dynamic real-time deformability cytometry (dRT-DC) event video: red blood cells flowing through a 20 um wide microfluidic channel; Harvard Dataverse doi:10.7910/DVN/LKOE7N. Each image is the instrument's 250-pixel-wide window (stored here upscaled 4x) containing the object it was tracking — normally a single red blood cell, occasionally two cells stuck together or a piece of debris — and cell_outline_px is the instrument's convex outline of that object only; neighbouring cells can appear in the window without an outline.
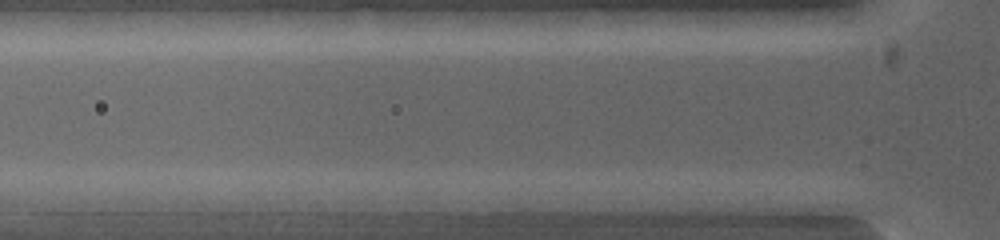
{"species": "common noctule bat (a hibernating species)", "species_latin": "Nyctalus noctula", "temperature_condition": "warm", "stored_images_in_passage": 5, "segment_of_instrument_passage": [1, 2], "camera_frame_rate_fps": 5000, "um_per_image_px": 0.085, "animal": {"sex": "female", "body_mass_g": 19.0, "forearm_length_mm": 53.3}, "frame": {"image": 1, "passage_image": 2, "time_ms": 0.2, "image_size_px": [1000, 240], "cell_outline_px": [[568, 200], [520, 212], [468, 216], [464, 216], [428, 212], [412, 204], [412, 200], [424, 192], [560, 192]], "centroid_in_image_um": [41.19, 17.19], "position_along_channel_um": 84.6, "area_um2": 20.81}}